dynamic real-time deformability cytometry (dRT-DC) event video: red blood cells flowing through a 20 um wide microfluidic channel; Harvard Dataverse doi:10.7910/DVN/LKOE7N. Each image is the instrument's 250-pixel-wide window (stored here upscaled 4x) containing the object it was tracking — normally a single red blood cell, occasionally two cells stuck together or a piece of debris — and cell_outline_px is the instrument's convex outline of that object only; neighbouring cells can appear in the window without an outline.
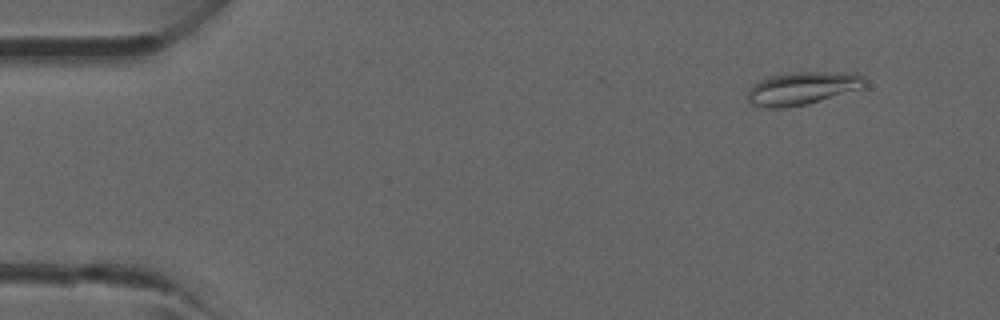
{"species": "common noctule bat (a hibernating species)", "species_latin": "Nyctalus noctula", "temperature_condition": "room temperature", "stored_images_in_passage": 4, "camera_frame_rate_fps": 3000, "um_per_image_px": 0.085, "animal": {"sex": "male", "forearm_length_mm": 52.5}, "frame": {"image": 1, "passage_image": 1, "time_ms": 0.0, "image_size_px": [1000, 320], "cell_outline_px": [[868, 84], [864, 88], [808, 104], [784, 108], [764, 108], [748, 104], [748, 92], [760, 80], [768, 76], [792, 72], [856, 72], [864, 76], [868, 80]], "centroid_in_image_um": [68.27, 7.5], "position_along_channel_um": 16.7, "area_um2": 22.95}}